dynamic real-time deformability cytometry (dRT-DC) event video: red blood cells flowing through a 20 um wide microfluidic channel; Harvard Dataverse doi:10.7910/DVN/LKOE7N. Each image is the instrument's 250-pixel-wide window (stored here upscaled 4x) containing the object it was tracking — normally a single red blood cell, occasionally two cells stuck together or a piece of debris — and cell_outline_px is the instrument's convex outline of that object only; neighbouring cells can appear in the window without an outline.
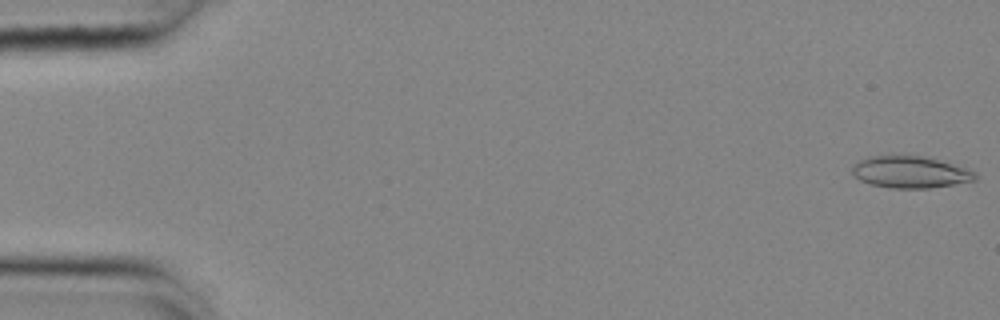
{"species": "common noctule bat (a hibernating species)", "species_latin": "Nyctalus noctula", "temperature_condition": "cold", "stored_images_in_passage": 55, "camera_frame_rate_fps": 3000, "um_per_image_px": 0.085, "animal": {"sex": "female", "body_mass_g": 25.1}, "frame": {"image": 1, "passage_image": 1, "time_ms": 0.0, "image_size_px": [1000, 320], "cell_outline_px": [[976, 180], [928, 188], [888, 188], [872, 184], [860, 180], [852, 172], [852, 164], [868, 156], [920, 156], [936, 160], [964, 168], [976, 172]], "centroid_in_image_um": [77.32, 14.63], "position_along_channel_um": 7.7, "area_um2": 22.31}}
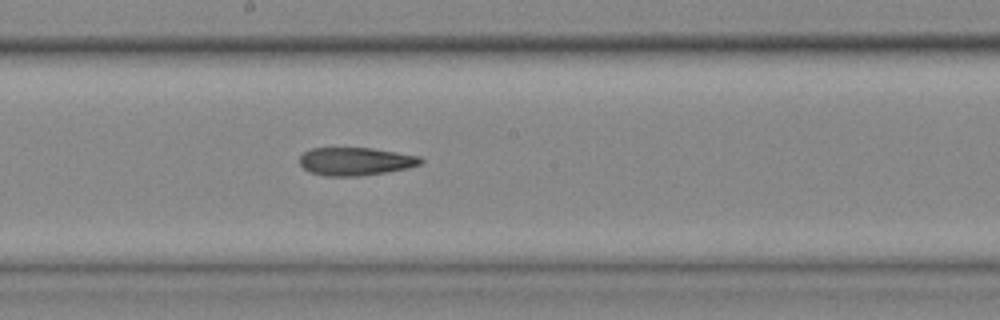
{"frame": {"image": 2, "passage_image": 30, "time_ms": 9.667, "image_size_px": [1000, 320], "cell_outline_px": [[424, 160], [420, 164], [408, 168], [360, 176], [328, 176], [312, 172], [304, 168], [300, 164], [300, 156], [304, 152], [312, 148], [372, 148], [420, 156]], "centroid_in_image_um": [30.23, 13.71], "position_along_channel_um": 218.0, "area_um2": 19.59}}
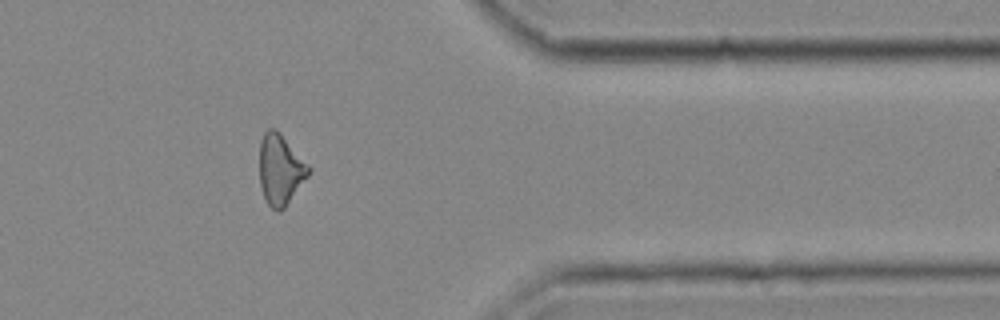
{"frame": {"image": 3, "passage_image": 45, "time_ms": 14.667, "image_size_px": [1000, 320], "cell_outline_px": [[312, 172], [284, 208], [280, 212], [276, 212], [264, 200], [260, 184], [260, 140], [264, 132], [268, 128], [272, 128], [280, 132], [312, 168]], "centroid_in_image_um": [23.84, 14.42], "position_along_channel_um": 387.6, "area_um2": 20.46}}